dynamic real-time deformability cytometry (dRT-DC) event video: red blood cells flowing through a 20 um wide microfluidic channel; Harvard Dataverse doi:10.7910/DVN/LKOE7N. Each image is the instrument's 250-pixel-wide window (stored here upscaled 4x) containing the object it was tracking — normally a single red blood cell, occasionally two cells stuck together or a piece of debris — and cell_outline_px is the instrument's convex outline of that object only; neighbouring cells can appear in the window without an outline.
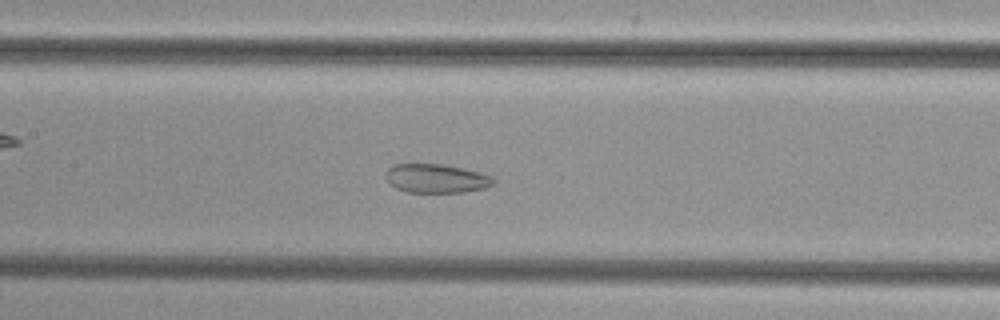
{"species": "common noctule bat (a hibernating species)", "species_latin": "Nyctalus noctula", "temperature_condition": "cold", "stored_images_in_passage": 49, "camera_frame_rate_fps": 3000, "um_per_image_px": 0.085, "animal": {"sex": "female", "body_mass_g": 29.2, "forearm_length_mm": 56.3}, "frame": {"image": 1, "passage_image": 21, "time_ms": 6.667, "image_size_px": [1000, 320], "cell_outline_px": [[496, 184], [484, 188], [464, 192], [408, 192], [396, 188], [388, 180], [388, 168], [392, 164], [440, 164], [464, 168], [480, 172], [492, 176], [496, 180]], "centroid_in_image_um": [37.16, 15.16], "position_along_channel_um": 170.2, "area_um2": 18.03}}
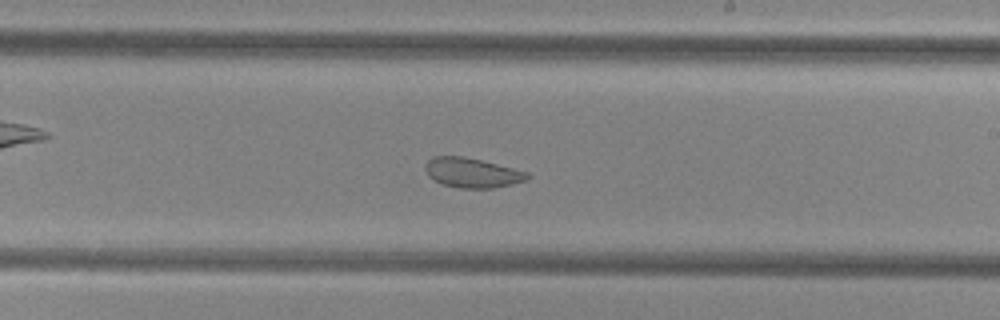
{"frame": {"image": 2, "passage_image": 27, "time_ms": 8.667, "image_size_px": [1000, 320], "cell_outline_px": [[532, 176], [528, 180], [512, 184], [492, 188], [460, 188], [440, 184], [428, 176], [424, 168], [424, 164], [432, 156], [460, 156], [480, 160], [528, 172]], "centroid_in_image_um": [40.11, 14.69], "position_along_channel_um": 248.9, "area_um2": 17.74}}
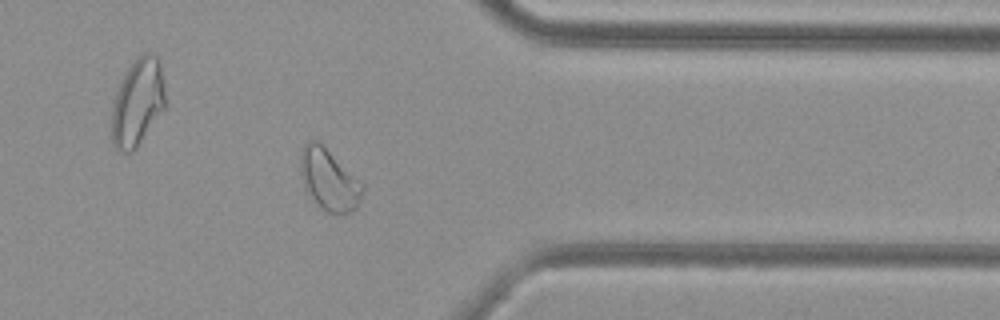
{"frame": {"image": 3, "passage_image": 38, "time_ms": 12.333, "image_size_px": [1000, 320], "cell_outline_px": [[364, 188], [360, 200], [356, 208], [352, 212], [344, 216], [328, 212], [320, 208], [304, 188], [300, 176], [300, 156], [304, 144], [308, 140], [316, 140], [364, 184]], "centroid_in_image_um": [27.96, 15.33], "position_along_channel_um": 383.4, "area_um2": 22.25}}